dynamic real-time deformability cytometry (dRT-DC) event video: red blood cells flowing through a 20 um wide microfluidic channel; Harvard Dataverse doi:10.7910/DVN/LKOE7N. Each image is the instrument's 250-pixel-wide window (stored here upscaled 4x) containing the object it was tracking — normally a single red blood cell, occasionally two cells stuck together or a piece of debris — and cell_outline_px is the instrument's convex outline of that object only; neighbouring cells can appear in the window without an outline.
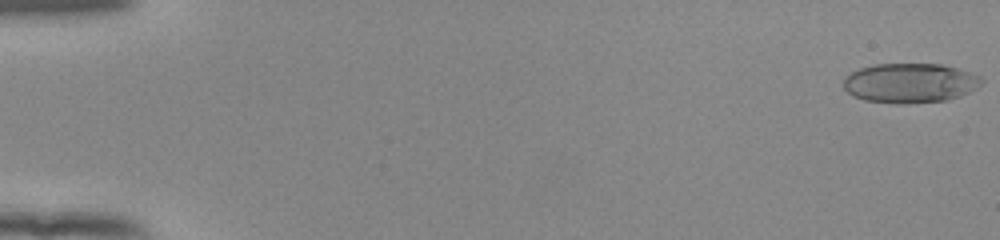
{"species": "human", "species_latin": "Homo sapiens", "temperature_condition": "room temperature", "stored_images_in_passage": 54, "camera_frame_rate_fps": 3000, "um_per_image_px": 0.085, "donor": {"sex": "female"}, "frame": {"image": 1, "passage_image": 1, "time_ms": 0.0, "image_size_px": [1000, 240], "cell_outline_px": [[984, 80], [976, 88], [960, 96], [948, 100], [900, 104], [896, 104], [864, 100], [852, 96], [844, 88], [844, 76], [860, 68], [872, 64], [940, 64], [956, 68], [980, 76]], "centroid_in_image_um": [77.32, 7.06], "position_along_channel_um": 7.7, "area_um2": 31.91}}
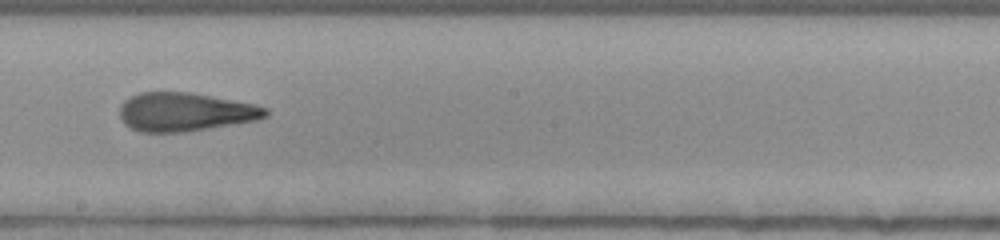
{"frame": {"image": 2, "passage_image": 32, "time_ms": 10.333, "image_size_px": [1000, 240], "cell_outline_px": [[268, 116], [256, 120], [184, 132], [140, 132], [128, 128], [124, 124], [120, 116], [120, 104], [128, 96], [140, 92], [188, 92], [256, 104], [268, 108]], "centroid_in_image_um": [15.69, 9.51], "position_along_channel_um": 232.5, "area_um2": 32.95}}
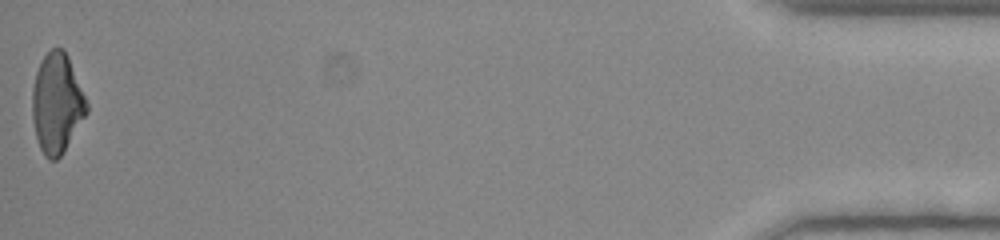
{"frame": {"image": 3, "passage_image": 54, "time_ms": 17.667, "image_size_px": [1000, 240], "cell_outline_px": [[88, 112], [64, 152], [56, 160], [48, 160], [44, 156], [40, 148], [36, 136], [32, 120], [32, 88], [36, 72], [44, 56], [52, 48], [64, 48], [68, 56], [88, 104]], "centroid_in_image_um": [4.83, 8.81], "position_along_channel_um": 430.4, "area_um2": 31.67}, "authors_computed_cell_mechanics": {"area_um2": 32.7437, "velocity_mm_per_s": 3.9132, "shape_relaxation_time_tau1_ms": 7.8352, "shape_relaxation_time_tau2_ms": 1.6894, "deformation_change_tau1": 0.2472, "deformation_change_tau2": 0.1095}}